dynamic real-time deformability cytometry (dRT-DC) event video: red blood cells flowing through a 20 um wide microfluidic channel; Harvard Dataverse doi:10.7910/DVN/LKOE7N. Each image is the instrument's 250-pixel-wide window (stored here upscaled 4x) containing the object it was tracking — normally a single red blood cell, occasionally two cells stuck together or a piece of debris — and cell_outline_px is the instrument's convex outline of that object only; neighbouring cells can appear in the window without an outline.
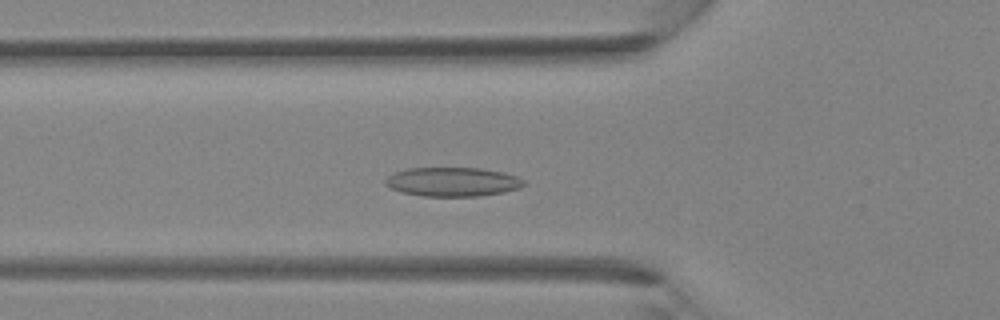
{"species": "Egyptian fruit bat (a non-hibernating species)", "species_latin": "Rousettus aegyptiacus", "temperature_condition": "room temperature", "stored_images_in_passage": 37, "camera_frame_rate_fps": 3000, "um_per_image_px": 0.085, "animal": {"sex": "female"}, "frame": {"image": 1, "passage_image": 11, "time_ms": 3.333, "image_size_px": [1000, 320], "cell_outline_px": [[528, 184], [520, 188], [504, 192], [480, 196], [424, 196], [400, 192], [384, 184], [384, 180], [392, 172], [408, 168], [480, 168], [504, 172], [516, 176], [524, 180]], "centroid_in_image_um": [38.48, 15.45], "position_along_channel_um": 87.3, "area_um2": 23.7}}
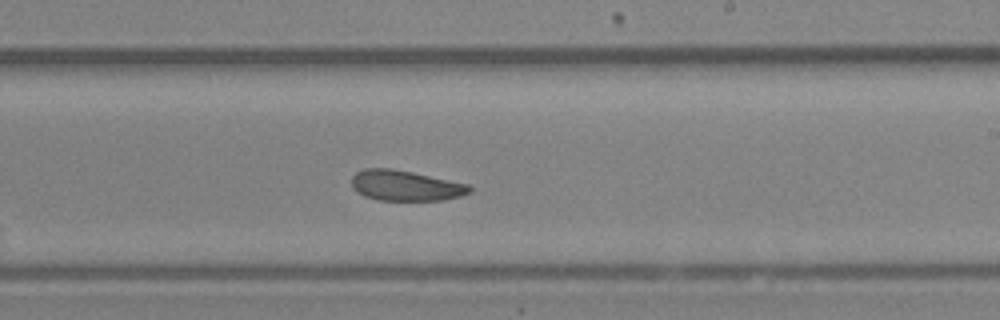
{"frame": {"image": 2, "passage_image": 21, "time_ms": 6.667, "image_size_px": [1000, 320], "cell_outline_px": [[472, 192], [460, 196], [444, 200], [380, 200], [364, 196], [356, 192], [352, 188], [352, 176], [356, 172], [364, 168], [392, 168], [412, 172], [468, 184], [472, 188]], "centroid_in_image_um": [34.45, 15.77], "position_along_channel_um": 254.6, "area_um2": 20.98}}
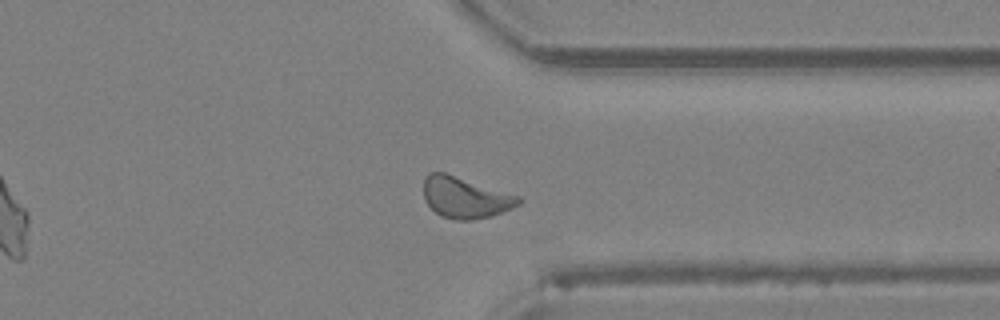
{"frame": {"image": 3, "passage_image": 28, "time_ms": 9.0, "image_size_px": [1000, 320], "cell_outline_px": [[520, 204], [512, 208], [492, 216], [472, 220], [456, 220], [440, 216], [424, 200], [424, 176], [428, 172], [444, 172], [520, 196]], "centroid_in_image_um": [39.53, 16.79], "position_along_channel_um": 371.9, "area_um2": 22.77}}